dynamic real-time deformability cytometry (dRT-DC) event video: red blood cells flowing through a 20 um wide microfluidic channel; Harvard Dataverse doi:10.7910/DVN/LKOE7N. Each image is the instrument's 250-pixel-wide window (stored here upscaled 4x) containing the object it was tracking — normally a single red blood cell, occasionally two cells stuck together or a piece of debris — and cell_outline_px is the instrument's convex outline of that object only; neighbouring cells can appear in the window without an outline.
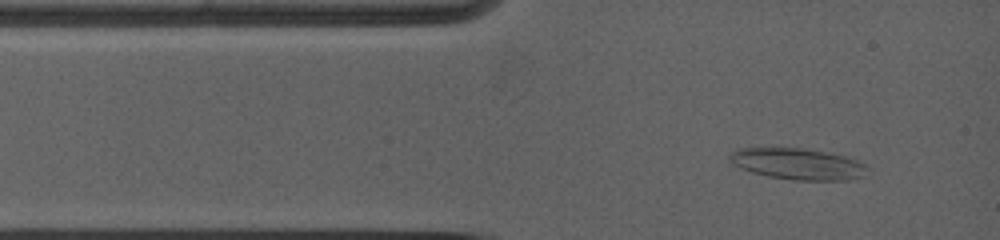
{"species": "common noctule bat (a hibernating species)", "species_latin": "Nyctalus noctula", "temperature_condition": "warm", "stored_images_in_passage": 4, "camera_frame_rate_fps": 5000, "um_per_image_px": 0.085, "animal": {"sex": "female", "body_mass_g": 19.0, "forearm_length_mm": 53.3}, "frame": {"image": 1, "passage_image": 1, "time_ms": 0.0, "image_size_px": [1000, 240], "cell_outline_px": [[864, 168], [860, 176], [848, 180], [792, 180], [768, 176], [752, 172], [740, 168], [728, 160], [728, 156], [736, 148], [804, 148], [844, 156], [856, 160], [864, 164]], "centroid_in_image_um": [67.71, 13.92], "position_along_channel_um": 17.3, "area_um2": 24.68}}
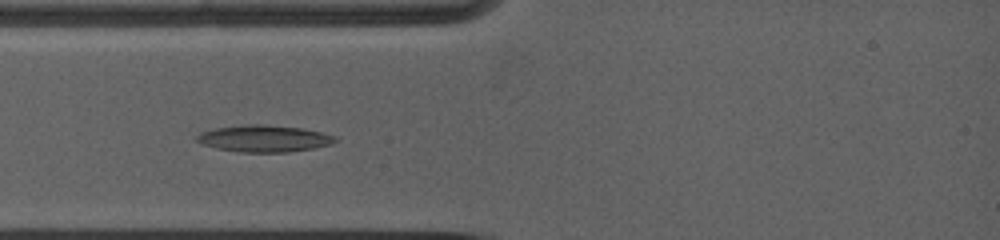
{"frame": {"image": 2, "passage_image": 3, "time_ms": 1.8, "image_size_px": [1000, 240], "cell_outline_px": [[340, 140], [332, 144], [316, 148], [288, 152], [240, 152], [216, 148], [200, 144], [196, 140], [196, 136], [200, 132], [212, 128], [248, 124], [264, 124], [300, 128], [320, 132], [336, 136]], "centroid_in_image_um": [22.44, 11.78], "position_along_channel_um": 62.6, "area_um2": 21.85}}
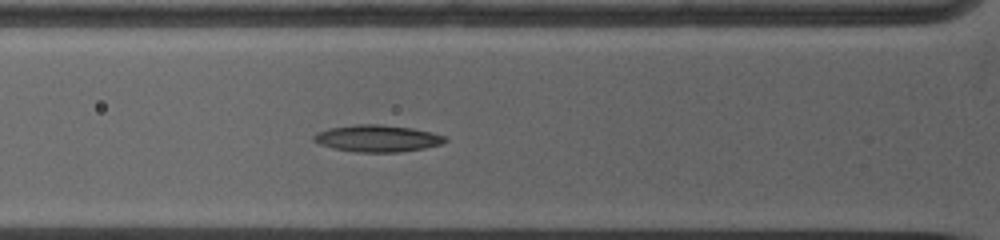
{"frame": {"image": 3, "passage_image": 4, "time_ms": 2.6, "image_size_px": [1000, 240], "cell_outline_px": [[448, 140], [440, 144], [424, 148], [400, 152], [356, 152], [336, 148], [320, 144], [312, 140], [312, 136], [316, 132], [328, 128], [356, 124], [380, 124], [412, 128], [432, 132], [448, 136]], "centroid_in_image_um": [32.09, 11.75], "position_along_channel_um": 93.7, "area_um2": 20.63}}